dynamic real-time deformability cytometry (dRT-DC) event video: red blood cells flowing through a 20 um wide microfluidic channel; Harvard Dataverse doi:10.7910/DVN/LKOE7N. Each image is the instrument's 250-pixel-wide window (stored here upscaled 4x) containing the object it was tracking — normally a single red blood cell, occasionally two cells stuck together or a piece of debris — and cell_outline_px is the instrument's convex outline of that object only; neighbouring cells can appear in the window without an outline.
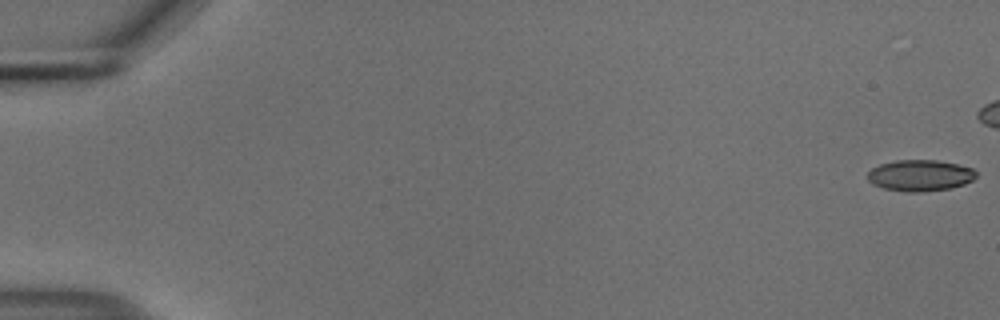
{"species": "common noctule bat (a hibernating species)", "species_latin": "Nyctalus noctula", "temperature_condition": "cold", "stored_images_in_passage": 46, "camera_frame_rate_fps": 3000, "um_per_image_px": 0.085, "animal": {"sex": "male", "body_mass_g": 18.8}, "frame": {"image": 1, "passage_image": 1, "time_ms": 0.0, "image_size_px": [1000, 320], "cell_outline_px": [[976, 176], [972, 180], [964, 184], [952, 188], [920, 192], [908, 192], [884, 188], [872, 184], [868, 180], [868, 172], [872, 168], [880, 164], [896, 160], [936, 160], [956, 164], [972, 168], [976, 172]], "centroid_in_image_um": [78.2, 14.91], "position_along_channel_um": 6.8, "area_um2": 19.71}}
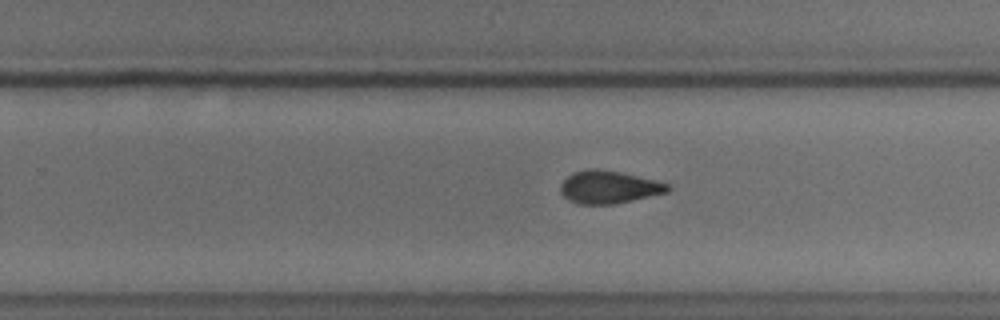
{"frame": {"image": 2, "passage_image": 36, "time_ms": 11.667, "image_size_px": [1000, 320], "cell_outline_px": [[672, 188], [668, 192], [616, 204], [580, 204], [568, 200], [560, 192], [560, 184], [572, 172], [588, 168], [596, 168], [620, 172], [656, 180], [668, 184]], "centroid_in_image_um": [51.74, 15.9], "position_along_channel_um": 278.1, "area_um2": 20.58}}
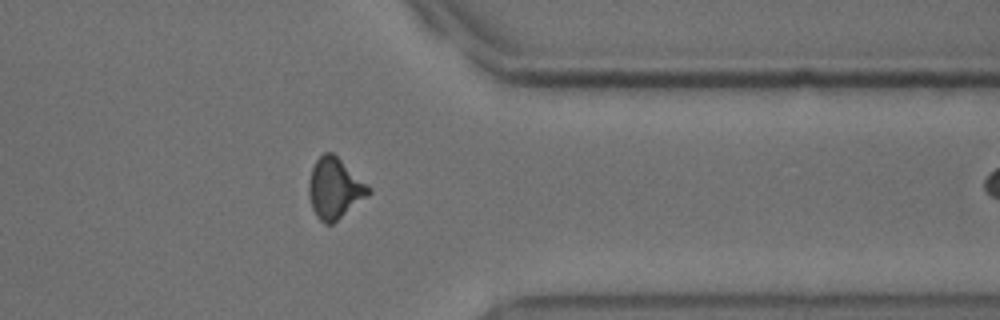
{"frame": {"image": 3, "passage_image": 45, "time_ms": 14.667, "image_size_px": [1000, 320], "cell_outline_px": [[372, 192], [368, 196], [332, 224], [324, 224], [316, 216], [312, 208], [308, 196], [308, 180], [312, 168], [316, 160], [324, 152], [332, 152], [368, 184], [372, 188]], "centroid_in_image_um": [28.44, 16.02], "position_along_channel_um": 383.0, "area_um2": 21.21}}